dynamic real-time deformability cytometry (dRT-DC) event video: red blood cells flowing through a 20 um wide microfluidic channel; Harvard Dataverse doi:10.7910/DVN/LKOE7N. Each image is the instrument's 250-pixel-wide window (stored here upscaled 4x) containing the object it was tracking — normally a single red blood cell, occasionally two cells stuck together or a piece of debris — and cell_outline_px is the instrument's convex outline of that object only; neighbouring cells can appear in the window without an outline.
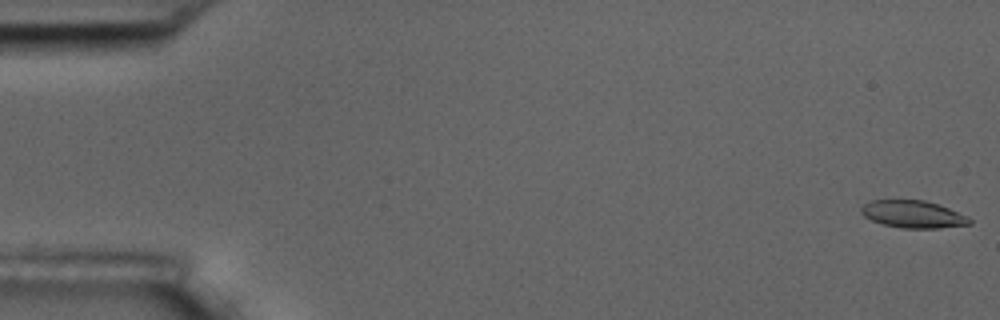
{"species": "common noctule bat (a hibernating species)", "species_latin": "Nyctalus noctula", "temperature_condition": "room temperature", "stored_images_in_passage": 10, "camera_frame_rate_fps": 3000, "um_per_image_px": 0.085, "animal": {"sex": "male", "body_mass_g": 17.5, "forearm_length_mm": 52.3}, "frame": {"image": 1, "passage_image": 1, "time_ms": 0.0, "image_size_px": [1000, 320], "cell_outline_px": [[972, 224], [940, 228], [900, 228], [884, 224], [872, 220], [864, 216], [860, 212], [860, 208], [864, 204], [872, 200], [924, 200], [948, 208], [968, 216], [972, 220]], "centroid_in_image_um": [77.62, 18.21], "position_along_channel_um": 7.4, "area_um2": 17.22}}
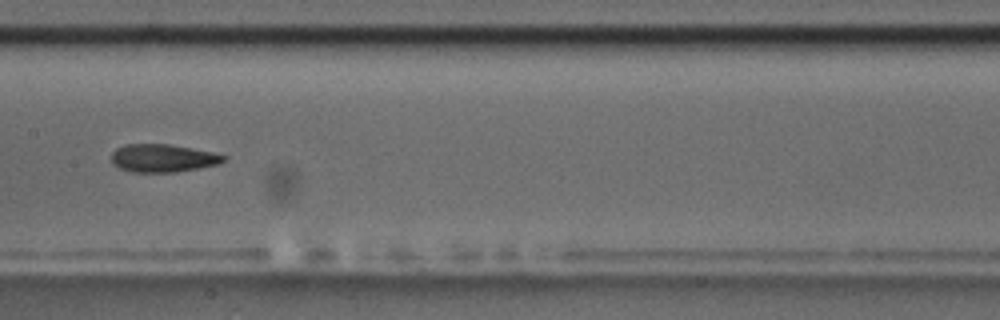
{"frame": {"image": 2, "passage_image": 9, "time_ms": 9.333, "image_size_px": [1000, 320], "cell_outline_px": [[228, 156], [220, 164], [200, 168], [176, 172], [132, 172], [120, 168], [112, 164], [112, 152], [116, 148], [124, 144], [168, 144], [192, 148], [212, 152]], "centroid_in_image_um": [13.85, 13.44], "position_along_channel_um": 193.6, "area_um2": 18.38}}
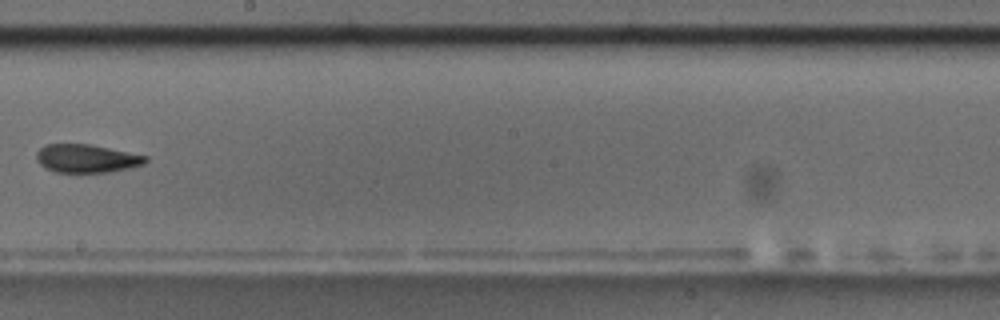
{"frame": {"image": 3, "passage_image": 10, "time_ms": 10.667, "image_size_px": [1000, 320], "cell_outline_px": [[148, 160], [144, 164], [128, 168], [108, 172], [56, 172], [40, 164], [36, 160], [36, 152], [44, 144], [92, 144], [148, 156]], "centroid_in_image_um": [7.36, 13.45], "position_along_channel_um": 240.8, "area_um2": 17.98}}